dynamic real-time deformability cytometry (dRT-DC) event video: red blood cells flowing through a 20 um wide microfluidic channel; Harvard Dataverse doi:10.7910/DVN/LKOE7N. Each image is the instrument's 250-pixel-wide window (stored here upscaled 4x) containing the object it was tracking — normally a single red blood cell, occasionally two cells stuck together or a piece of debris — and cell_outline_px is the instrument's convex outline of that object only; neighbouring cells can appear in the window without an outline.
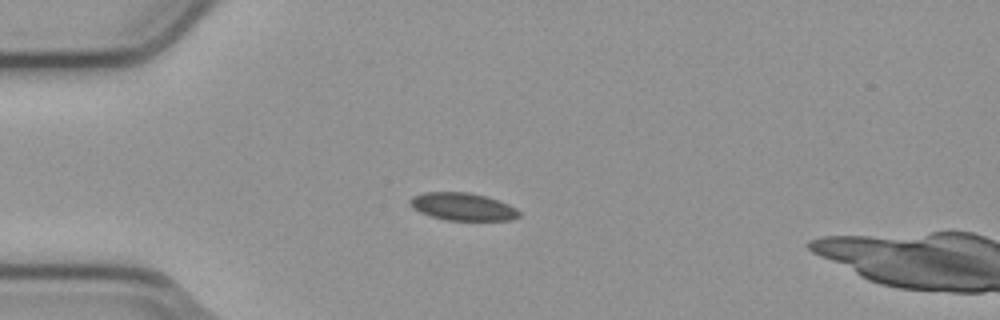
{"species": "common noctule bat (a hibernating species)", "species_latin": "Nyctalus noctula", "temperature_condition": "cold", "stored_images_in_passage": 33, "camera_frame_rate_fps": 3000, "um_per_image_px": 0.085, "animal": {"sex": "male", "body_mass_g": 23.1, "forearm_length_mm": 52.7}, "frame": {"image": 1, "passage_image": 1, "time_ms": 0.0, "image_size_px": [1000, 320], "cell_outline_px": [[520, 216], [512, 220], [444, 220], [420, 212], [412, 208], [408, 204], [408, 200], [412, 196], [424, 192], [468, 192], [488, 196], [508, 204], [516, 208], [520, 212]], "centroid_in_image_um": [39.31, 17.56], "position_along_channel_um": 45.7, "area_um2": 17.74}}
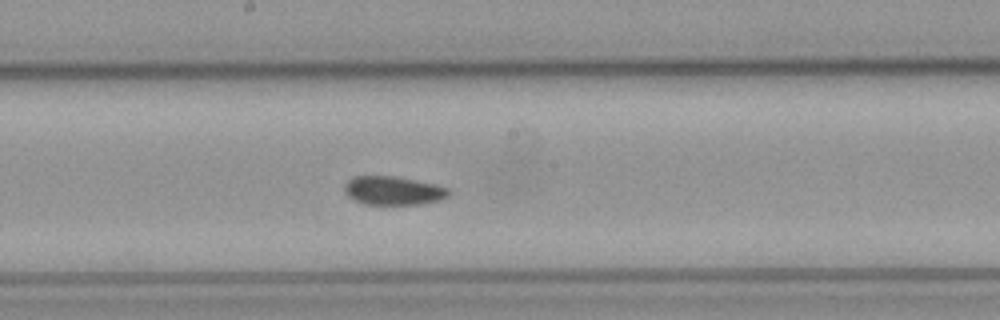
{"frame": {"image": 2, "passage_image": 16, "time_ms": 5.0, "image_size_px": [1000, 320], "cell_outline_px": [[448, 196], [440, 200], [420, 204], [364, 204], [348, 196], [344, 192], [344, 184], [352, 176], [392, 176], [436, 184], [448, 188]], "centroid_in_image_um": [33.39, 16.2], "position_along_channel_um": 214.8, "area_um2": 17.28}}
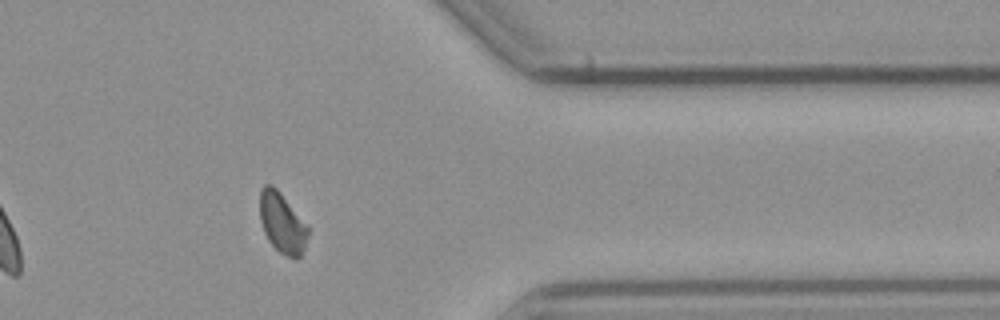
{"frame": {"image": 3, "passage_image": 31, "time_ms": 10.0, "image_size_px": [1000, 320], "cell_outline_px": [[308, 236], [304, 248], [300, 256], [288, 256], [280, 252], [268, 240], [264, 232], [260, 220], [260, 188], [264, 184], [272, 184], [280, 192], [308, 224]], "centroid_in_image_um": [23.98, 18.9], "position_along_channel_um": 387.4, "area_um2": 16.88}, "authors_computed_cell_mechanics": {"area_um2": 17.6868, "velocity_mm_per_s": 3.7779, "shape_relaxation_time_tau1_ms": null, "shape_relaxation_time_tau2_ms": 1.6283, "deformation_change_tau1": null, "deformation_change_tau2": 0.0582}}